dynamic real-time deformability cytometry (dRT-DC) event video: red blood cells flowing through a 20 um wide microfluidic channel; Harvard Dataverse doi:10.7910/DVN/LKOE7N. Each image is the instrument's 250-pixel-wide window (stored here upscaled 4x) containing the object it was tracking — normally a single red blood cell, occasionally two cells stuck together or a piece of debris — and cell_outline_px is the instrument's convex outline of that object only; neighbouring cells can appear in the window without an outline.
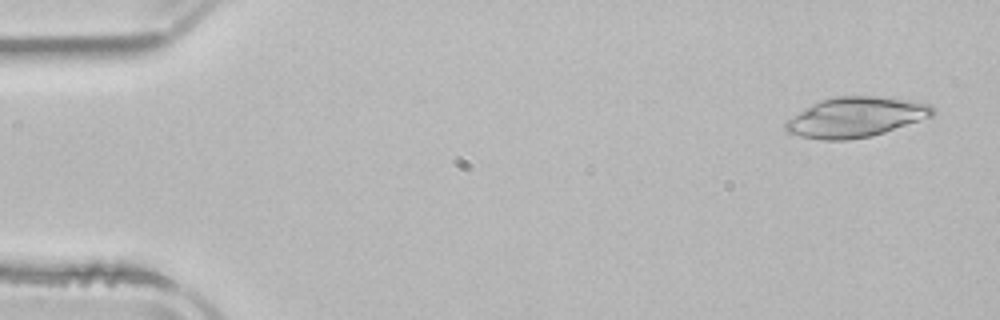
{"species": "common noctule bat (a hibernating species)", "species_latin": "Nyctalus noctula", "temperature_condition": "room temperature", "stored_images_in_passage": 5, "camera_frame_rate_fps": 3000, "um_per_image_px": 0.085, "animal": {"sex": "male", "body_mass_g": 21.5, "forearm_length_mm": 52.0}, "frame": {"image": 1, "passage_image": 1, "time_ms": 0.0, "image_size_px": [1000, 320], "cell_outline_px": [[936, 112], [932, 116], [872, 136], [848, 140], [824, 140], [800, 136], [788, 132], [784, 128], [784, 120], [812, 104], [820, 100], [836, 96], [888, 96], [916, 100], [928, 104], [936, 108]], "centroid_in_image_um": [72.75, 9.94], "position_along_channel_um": 12.2, "area_um2": 34.68}}